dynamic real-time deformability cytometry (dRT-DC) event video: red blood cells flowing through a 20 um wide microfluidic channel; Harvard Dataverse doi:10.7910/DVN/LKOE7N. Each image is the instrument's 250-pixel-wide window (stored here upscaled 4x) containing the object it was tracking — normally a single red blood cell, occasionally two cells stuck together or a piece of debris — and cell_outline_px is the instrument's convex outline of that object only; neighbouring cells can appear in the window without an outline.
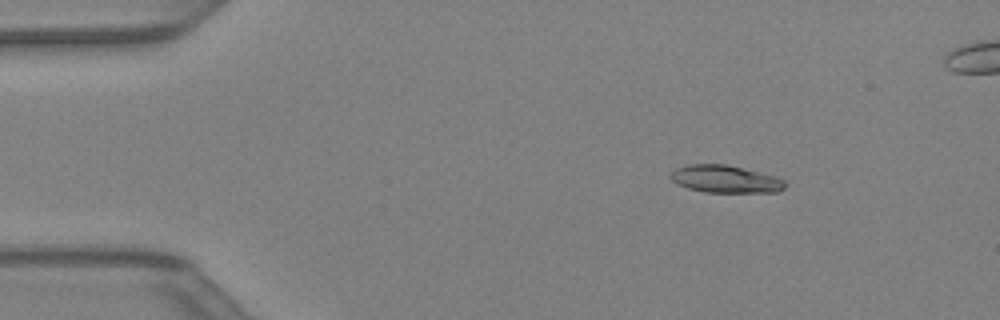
{"species": "Egyptian fruit bat (a non-hibernating species)", "species_latin": "Rousettus aegyptiacus", "temperature_condition": "warm", "stored_images_in_passage": 38, "segment_of_instrument_passage": [1, 2], "camera_frame_rate_fps": 3000, "um_per_image_px": 0.085, "animal": {"sex": "female"}, "frame": {"image": 1, "passage_image": 1, "time_ms": 0.0, "image_size_px": [1000, 320], "cell_outline_px": [[788, 184], [780, 192], [704, 192], [688, 188], [672, 180], [672, 172], [676, 168], [688, 164], [728, 164], [776, 176], [784, 180]], "centroid_in_image_um": [61.72, 15.22], "position_along_channel_um": 23.3, "area_um2": 18.32}}
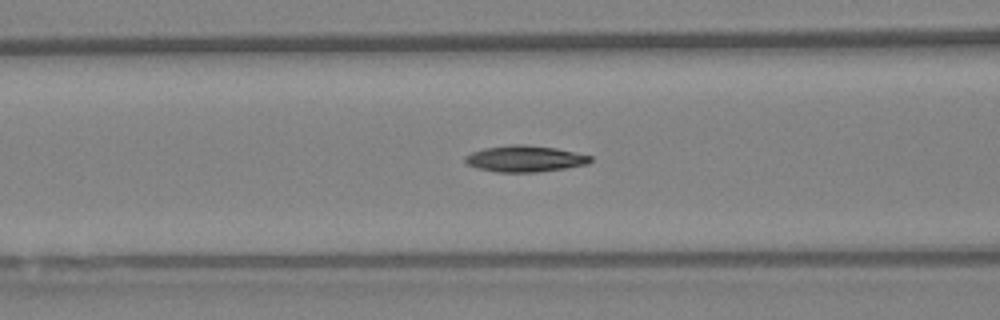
{"frame": {"image": 2, "passage_image": 12, "time_ms": 3.667, "image_size_px": [1000, 320], "cell_outline_px": [[592, 160], [588, 164], [564, 168], [536, 172], [496, 172], [480, 168], [468, 164], [464, 160], [464, 156], [472, 152], [484, 148], [512, 144], [524, 144], [556, 148], [592, 156]], "centroid_in_image_um": [44.62, 13.48], "position_along_channel_um": 122.0, "area_um2": 19.07}}
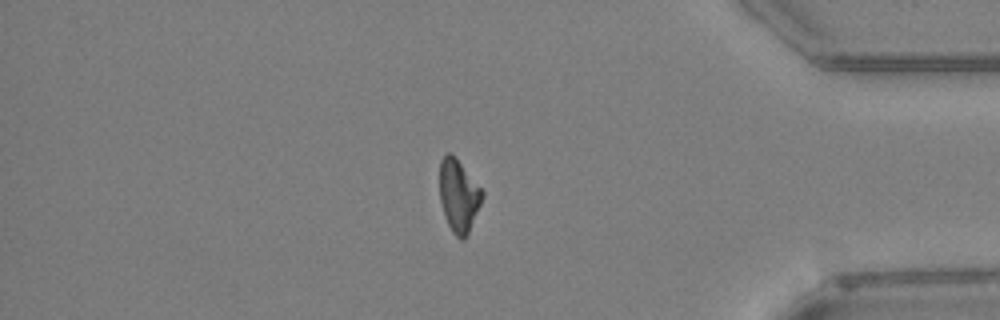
{"frame": {"image": 3, "passage_image": 31, "time_ms": 10.0, "image_size_px": [1000, 320], "cell_outline_px": [[484, 196], [468, 232], [464, 240], [460, 240], [452, 232], [448, 224], [440, 200], [440, 160], [448, 152], [460, 164], [484, 192]], "centroid_in_image_um": [38.98, 16.67], "position_along_channel_um": 396.2, "area_um2": 17.4}}